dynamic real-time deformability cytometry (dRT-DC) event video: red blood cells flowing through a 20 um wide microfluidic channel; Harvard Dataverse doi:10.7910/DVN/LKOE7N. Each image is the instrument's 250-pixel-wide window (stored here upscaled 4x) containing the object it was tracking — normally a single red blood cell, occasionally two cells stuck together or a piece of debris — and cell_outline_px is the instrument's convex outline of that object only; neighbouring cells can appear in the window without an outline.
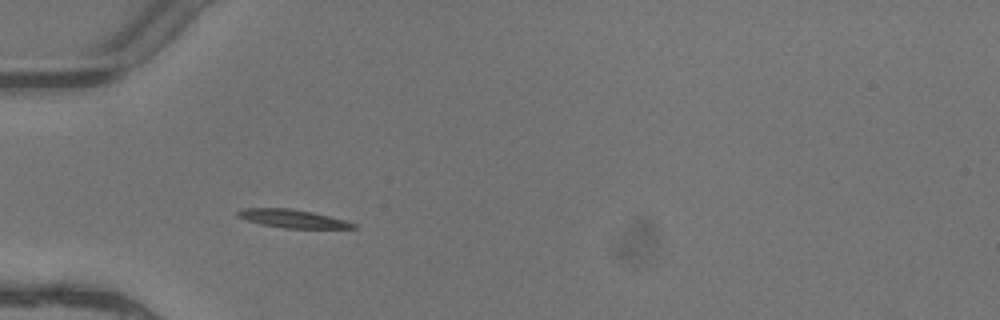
{"species": "common noctule bat (a hibernating species)", "species_latin": "Nyctalus noctula", "temperature_condition": "warm", "stored_images_in_passage": 3, "camera_frame_rate_fps": 3000, "um_per_image_px": 0.085, "animal": {"sex": "female"}, "frame": {"image": 1, "passage_image": 3, "time_ms": 0.667, "image_size_px": [1000, 320], "cell_outline_px": [[356, 228], [284, 228], [260, 224], [236, 216], [236, 212], [244, 208], [288, 208], [312, 212], [344, 220], [356, 224]], "centroid_in_image_um": [24.83, 18.58], "position_along_channel_um": 60.2, "area_um2": 12.08}}